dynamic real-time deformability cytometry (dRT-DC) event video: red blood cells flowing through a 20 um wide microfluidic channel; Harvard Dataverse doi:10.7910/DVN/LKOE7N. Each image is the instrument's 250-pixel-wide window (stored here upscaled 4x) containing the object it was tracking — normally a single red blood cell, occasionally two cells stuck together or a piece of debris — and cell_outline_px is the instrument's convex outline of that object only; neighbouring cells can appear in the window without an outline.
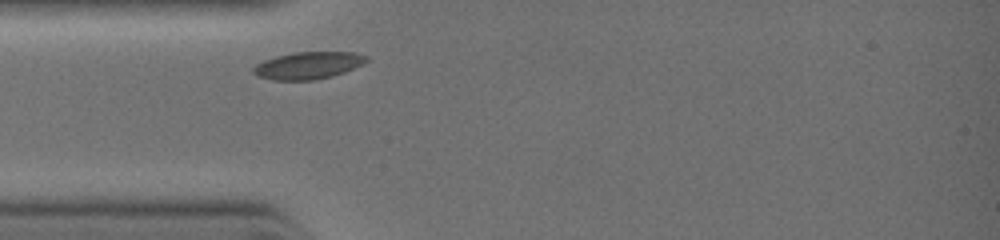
{"species": "common noctule bat (a hibernating species)", "species_latin": "Nyctalus noctula", "temperature_condition": "warm", "stored_images_in_passage": 4, "camera_frame_rate_fps": 3000, "um_per_image_px": 0.085, "animal": {"sex": "female", "body_mass_g": 19.0, "forearm_length_mm": 51.5}, "frame": {"image": 1, "passage_image": 1, "time_ms": 0.0, "image_size_px": [1000, 240], "cell_outline_px": [[368, 60], [344, 72], [332, 76], [312, 80], [272, 80], [260, 76], [252, 72], [252, 68], [256, 64], [264, 60], [276, 56], [292, 52], [352, 52], [368, 56]], "centroid_in_image_um": [26.15, 5.55], "position_along_channel_um": 58.8, "area_um2": 17.74}}
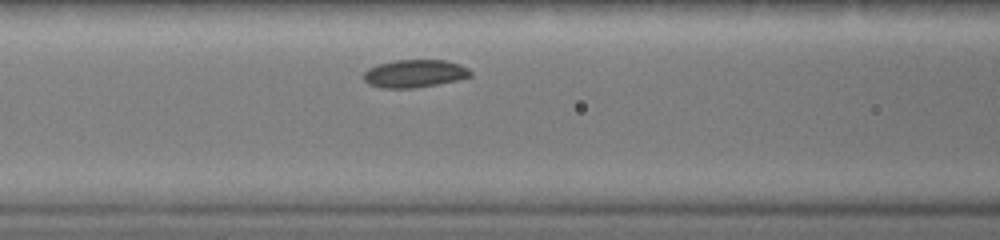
{"frame": {"image": 2, "passage_image": 4, "time_ms": 1.333, "image_size_px": [1000, 240], "cell_outline_px": [[472, 76], [456, 80], [436, 84], [412, 88], [384, 88], [368, 84], [364, 80], [364, 72], [368, 68], [380, 64], [396, 60], [448, 60], [460, 64], [468, 68], [472, 72]], "centroid_in_image_um": [35.26, 6.24], "position_along_channel_um": 131.3, "area_um2": 17.22}}